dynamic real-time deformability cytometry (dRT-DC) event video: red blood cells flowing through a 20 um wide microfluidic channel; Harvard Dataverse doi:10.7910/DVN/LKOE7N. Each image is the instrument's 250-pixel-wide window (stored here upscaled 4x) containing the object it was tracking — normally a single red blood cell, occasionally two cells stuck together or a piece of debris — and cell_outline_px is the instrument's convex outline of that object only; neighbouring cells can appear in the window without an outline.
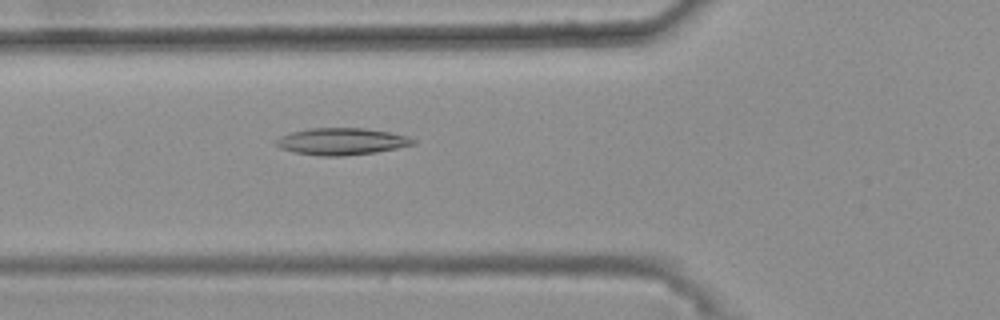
{"species": "common noctule bat (a hibernating species)", "species_latin": "Nyctalus noctula", "temperature_condition": "warm", "stored_images_in_passage": 49, "camera_frame_rate_fps": 3000, "um_per_image_px": 0.085, "animal": {"sex": "female", "body_mass_g": 25.1}, "frame": {"image": 1, "passage_image": 20, "time_ms": 6.333, "image_size_px": [1000, 320], "cell_outline_px": [[416, 144], [376, 152], [344, 156], [320, 156], [296, 152], [280, 148], [276, 144], [276, 140], [280, 136], [292, 132], [312, 128], [364, 128], [388, 132], [408, 136], [416, 140]], "centroid_in_image_um": [29.06, 12.02], "position_along_channel_um": 96.7, "area_um2": 21.33}}
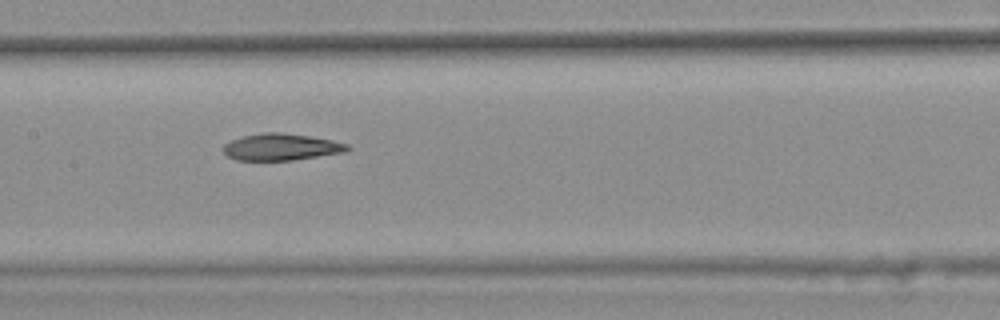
{"frame": {"image": 2, "passage_image": 27, "time_ms": 8.667, "image_size_px": [1000, 320], "cell_outline_px": [[352, 148], [344, 152], [292, 160], [236, 160], [228, 156], [224, 152], [224, 144], [232, 140], [244, 136], [264, 132], [280, 132], [308, 136], [332, 140], [348, 144]], "centroid_in_image_um": [23.91, 12.49], "position_along_channel_um": 183.5, "area_um2": 19.13}}
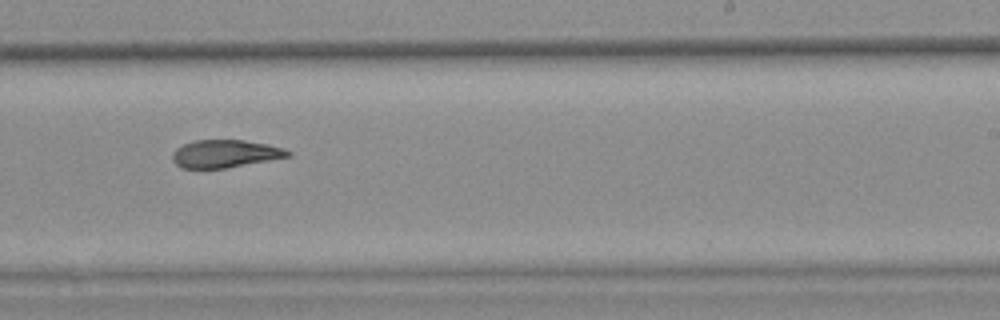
{"frame": {"image": 3, "passage_image": 34, "time_ms": 11.0, "image_size_px": [1000, 320], "cell_outline_px": [[292, 156], [224, 168], [180, 168], [172, 160], [172, 156], [176, 148], [192, 140], [244, 140], [268, 144], [284, 148], [292, 152]], "centroid_in_image_um": [19.14, 13.06], "position_along_channel_um": 269.9, "area_um2": 18.67}, "authors_computed_cell_mechanics": {"area_um2": 20.3456, "velocity_mm_per_s": 3.7149, "shape_relaxation_time_tau1_ms": null, "shape_relaxation_time_tau2_ms": 3.1368, "deformation_change_tau1": null, "deformation_change_tau2": 0.1092}}